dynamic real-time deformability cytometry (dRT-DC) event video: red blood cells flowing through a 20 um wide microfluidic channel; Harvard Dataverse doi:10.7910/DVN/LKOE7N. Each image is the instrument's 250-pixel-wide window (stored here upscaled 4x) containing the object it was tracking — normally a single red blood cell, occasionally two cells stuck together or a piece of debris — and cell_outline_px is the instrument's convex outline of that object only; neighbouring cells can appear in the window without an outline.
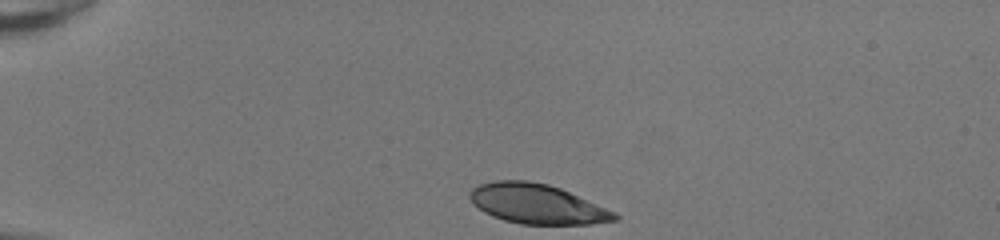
{"species": "human", "species_latin": "Homo sapiens", "temperature_condition": "room temperature", "stored_images_in_passage": 33, "camera_frame_rate_fps": 3000, "um_per_image_px": 0.085, "donor": {"sex": "female"}, "frame": {"image": 1, "passage_image": 1, "time_ms": 0.0, "image_size_px": [1000, 240], "cell_outline_px": [[620, 220], [588, 224], [520, 224], [504, 220], [492, 216], [484, 212], [468, 196], [468, 192], [472, 188], [480, 184], [496, 180], [528, 180], [548, 184], [560, 188], [616, 212], [620, 216]], "centroid_in_image_um": [45.67, 17.33], "position_along_channel_um": 39.3, "area_um2": 33.47}}
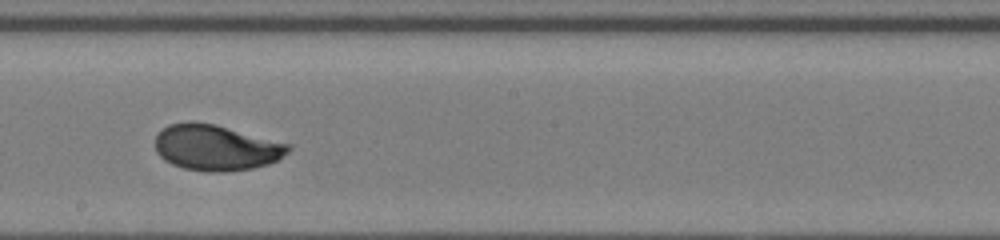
{"frame": {"image": 2, "passage_image": 19, "time_ms": 6.0, "image_size_px": [1000, 240], "cell_outline_px": [[292, 148], [288, 152], [276, 160], [268, 164], [252, 168], [224, 172], [208, 172], [184, 168], [172, 164], [164, 160], [156, 152], [156, 136], [168, 124], [188, 120], [192, 120], [216, 124], [292, 144]], "centroid_in_image_um": [18.37, 12.53], "position_along_channel_um": 229.8, "area_um2": 35.84}}
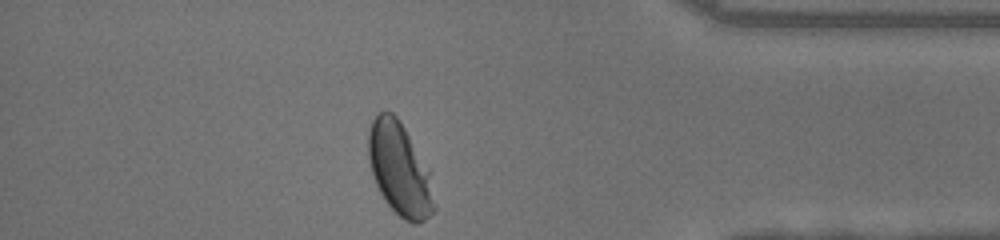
{"frame": {"image": 3, "passage_image": 33, "time_ms": 10.667, "image_size_px": [1000, 240], "cell_outline_px": [[436, 208], [424, 220], [416, 224], [412, 224], [404, 220], [384, 200], [372, 176], [368, 160], [368, 132], [372, 120], [380, 112], [392, 112], [400, 120], [428, 168]], "centroid_in_image_um": [33.95, 14.39], "position_along_channel_um": 401.2, "area_um2": 35.43}, "authors_computed_cell_mechanics": {"area_um2": 35.0268, "velocity_mm_per_s": 4.1559, "shape_relaxation_time_tau1_ms": 3.1231, "shape_relaxation_time_tau2_ms": null, "deformation_change_tau1": 0.1767, "deformation_change_tau2": null}}